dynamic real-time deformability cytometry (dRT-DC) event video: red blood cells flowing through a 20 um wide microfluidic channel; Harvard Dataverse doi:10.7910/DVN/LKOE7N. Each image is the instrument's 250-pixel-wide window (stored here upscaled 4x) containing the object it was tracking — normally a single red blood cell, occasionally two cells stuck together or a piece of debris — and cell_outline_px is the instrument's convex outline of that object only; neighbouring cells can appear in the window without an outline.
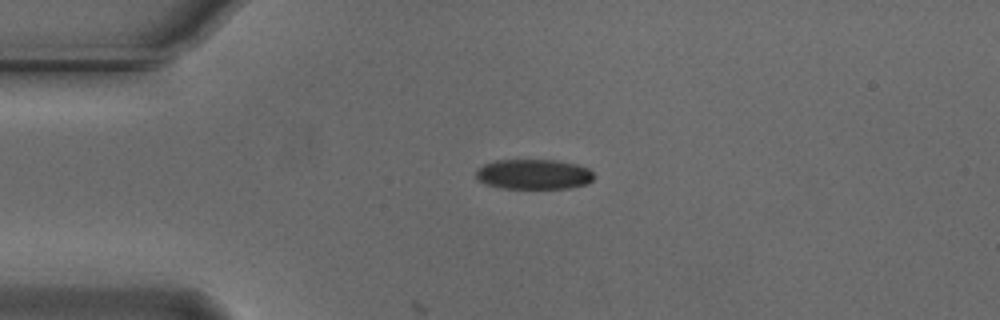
{"species": "Egyptian fruit bat (a non-hibernating species)", "species_latin": "Rousettus aegyptiacus", "temperature_condition": "cold", "stored_images_in_passage": 5, "camera_frame_rate_fps": 3000, "um_per_image_px": 0.085, "animal": {"sex": "male"}, "frame": {"image": 1, "passage_image": 1, "time_ms": 0.0, "image_size_px": [1000, 320], "cell_outline_px": [[592, 180], [588, 184], [568, 188], [504, 188], [488, 184], [480, 180], [476, 176], [476, 168], [484, 164], [496, 160], [556, 160], [576, 164], [588, 168], [592, 172]], "centroid_in_image_um": [45.37, 14.8], "position_along_channel_um": 39.6, "area_um2": 20.52}}